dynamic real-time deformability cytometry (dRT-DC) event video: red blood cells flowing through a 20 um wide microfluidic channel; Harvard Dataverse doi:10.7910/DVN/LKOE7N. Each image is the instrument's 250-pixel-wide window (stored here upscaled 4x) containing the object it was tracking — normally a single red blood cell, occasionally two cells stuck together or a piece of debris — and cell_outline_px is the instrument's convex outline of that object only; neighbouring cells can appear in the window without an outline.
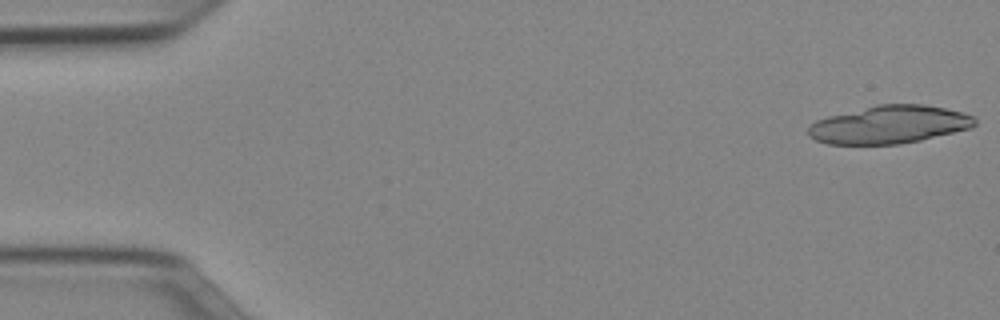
{"species": "Egyptian fruit bat (a non-hibernating species)", "species_latin": "Rousettus aegyptiacus", "temperature_condition": "cold", "stored_images_in_passage": 20, "camera_frame_rate_fps": 3000, "um_per_image_px": 0.085, "animal": {"sex": "female"}, "frame": {"image": 1, "passage_image": 1, "time_ms": 0.0, "image_size_px": [1000, 320], "cell_outline_px": [[976, 124], [972, 128], [920, 140], [900, 144], [828, 144], [816, 140], [808, 136], [808, 128], [816, 120], [828, 116], [876, 104], [924, 104], [944, 108], [960, 112], [972, 116], [976, 120]], "centroid_in_image_um": [75.57, 10.59], "position_along_channel_um": 9.4, "area_um2": 36.76}}